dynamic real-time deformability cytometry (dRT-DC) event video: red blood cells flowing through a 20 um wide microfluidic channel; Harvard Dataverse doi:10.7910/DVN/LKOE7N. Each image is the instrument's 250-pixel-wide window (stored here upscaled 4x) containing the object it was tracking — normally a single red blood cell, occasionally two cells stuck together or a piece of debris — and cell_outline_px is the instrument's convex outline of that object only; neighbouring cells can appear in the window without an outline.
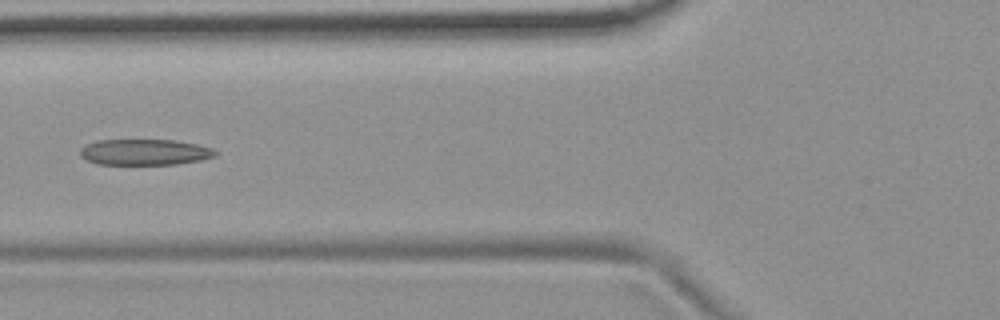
{"species": "common noctule bat (a hibernating species)", "species_latin": "Nyctalus noctula", "temperature_condition": "room temperature", "stored_images_in_passage": 7, "camera_frame_rate_fps": 3000, "um_per_image_px": 0.085, "animal": {"sex": "female", "body_mass_g": 19.9}, "frame": {"image": 1, "passage_image": 5, "time_ms": 4.667, "image_size_px": [1000, 320], "cell_outline_px": [[220, 152], [216, 156], [200, 160], [176, 164], [96, 164], [80, 156], [80, 148], [96, 140], [176, 140], [196, 144], [212, 148]], "centroid_in_image_um": [12.32, 12.93], "position_along_channel_um": 113.5, "area_um2": 20.46}}
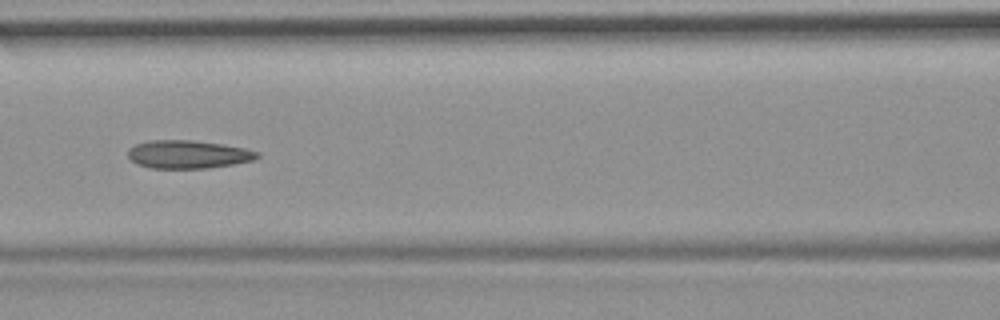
{"frame": {"image": 2, "passage_image": 6, "time_ms": 5.667, "image_size_px": [1000, 320], "cell_outline_px": [[260, 156], [252, 160], [232, 164], [208, 168], [152, 168], [136, 164], [128, 156], [128, 148], [136, 144], [148, 140], [192, 140], [224, 144], [244, 148], [260, 152]], "centroid_in_image_um": [15.97, 13.11], "position_along_channel_um": 150.6, "area_um2": 21.21}}